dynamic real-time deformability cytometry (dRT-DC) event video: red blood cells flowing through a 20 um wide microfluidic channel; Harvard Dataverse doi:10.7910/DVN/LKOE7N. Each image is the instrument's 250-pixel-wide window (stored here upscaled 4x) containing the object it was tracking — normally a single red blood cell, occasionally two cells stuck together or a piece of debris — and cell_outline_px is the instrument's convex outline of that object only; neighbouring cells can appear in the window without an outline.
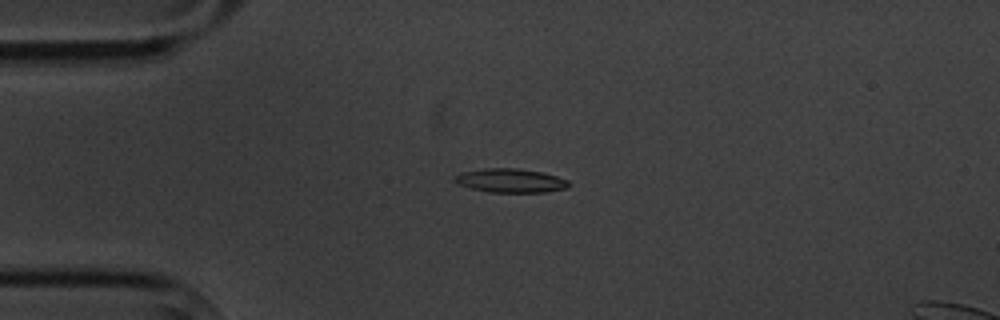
{"species": "common noctule bat (a hibernating species)", "species_latin": "Nyctalus noctula", "temperature_condition": "cold", "stored_images_in_passage": 5, "camera_frame_rate_fps": 3000, "um_per_image_px": 0.085, "animal": {"sex": "male", "body_mass_g": 20.1, "forearm_length_mm": 53.5}, "frame": {"image": 1, "passage_image": 4, "time_ms": 4.333, "image_size_px": [1000, 320], "cell_outline_px": [[572, 184], [568, 188], [544, 192], [488, 192], [456, 184], [452, 180], [452, 176], [460, 172], [488, 168], [516, 168], [540, 172], [556, 176], [568, 180]], "centroid_in_image_um": [43.36, 15.35], "position_along_channel_um": 41.6, "area_um2": 16.01}}